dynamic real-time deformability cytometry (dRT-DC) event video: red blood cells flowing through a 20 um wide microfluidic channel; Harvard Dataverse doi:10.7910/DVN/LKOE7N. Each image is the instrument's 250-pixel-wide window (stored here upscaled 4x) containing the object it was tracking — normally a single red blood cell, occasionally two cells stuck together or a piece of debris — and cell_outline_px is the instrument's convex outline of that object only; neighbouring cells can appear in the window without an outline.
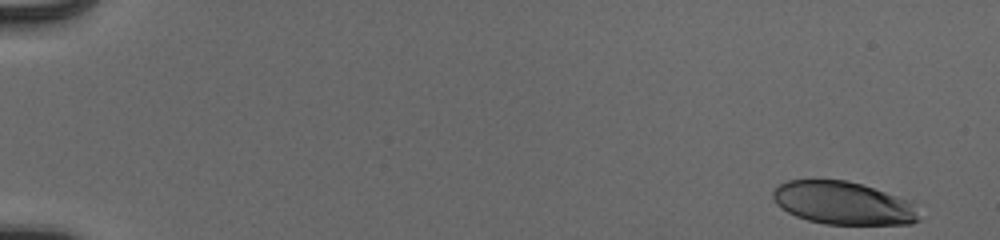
{"species": "human", "species_latin": "Homo sapiens", "temperature_condition": "cold", "stored_images_in_passage": 52, "camera_frame_rate_fps": 3000, "um_per_image_px": 0.085, "donor": {"sex": "male"}, "frame": {"image": 1, "passage_image": 1, "time_ms": 0.0, "image_size_px": [1000, 240], "cell_outline_px": [[920, 220], [912, 224], [824, 224], [808, 220], [796, 216], [788, 212], [776, 204], [772, 196], [772, 192], [780, 184], [788, 180], [844, 180], [860, 184], [908, 200]], "centroid_in_image_um": [71.61, 17.27], "position_along_channel_um": 13.4, "area_um2": 35.95}}
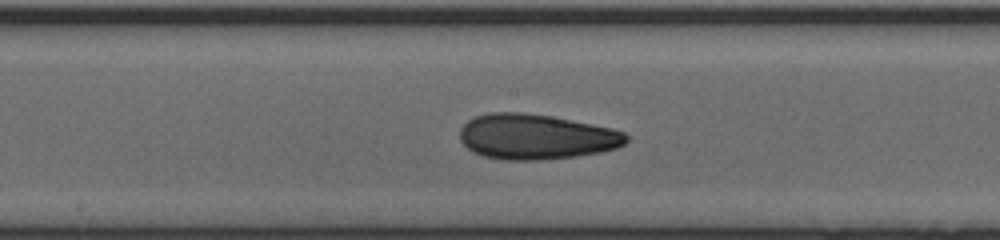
{"frame": {"image": 2, "passage_image": 29, "time_ms": 9.333, "image_size_px": [1000, 240], "cell_outline_px": [[628, 140], [624, 144], [616, 148], [600, 152], [576, 156], [540, 160], [508, 160], [484, 156], [472, 152], [460, 140], [460, 128], [468, 120], [476, 116], [488, 112], [524, 112], [552, 116], [612, 128], [624, 132], [628, 136]], "centroid_in_image_um": [45.56, 11.61], "position_along_channel_um": 202.6, "area_um2": 43.99}}
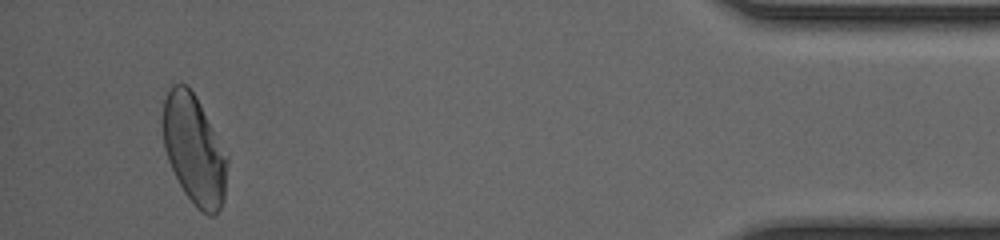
{"frame": {"image": 3, "passage_image": 50, "time_ms": 16.333, "image_size_px": [1000, 240], "cell_outline_px": [[228, 160], [224, 200], [216, 216], [208, 216], [196, 208], [184, 192], [168, 160], [164, 148], [160, 124], [160, 120], [164, 100], [172, 84], [184, 84], [196, 96], [228, 156]], "centroid_in_image_um": [16.48, 12.74], "position_along_channel_um": 418.7, "area_um2": 41.44}, "authors_computed_cell_mechanics": {"area_um2": 41.7894, "velocity_mm_per_s": 3.9385, "shape_relaxation_time_tau1_ms": 5.4467, "shape_relaxation_time_tau2_ms": 2.4497, "deformation_change_tau1": 0.2007, "deformation_change_tau2": 0.0948}}